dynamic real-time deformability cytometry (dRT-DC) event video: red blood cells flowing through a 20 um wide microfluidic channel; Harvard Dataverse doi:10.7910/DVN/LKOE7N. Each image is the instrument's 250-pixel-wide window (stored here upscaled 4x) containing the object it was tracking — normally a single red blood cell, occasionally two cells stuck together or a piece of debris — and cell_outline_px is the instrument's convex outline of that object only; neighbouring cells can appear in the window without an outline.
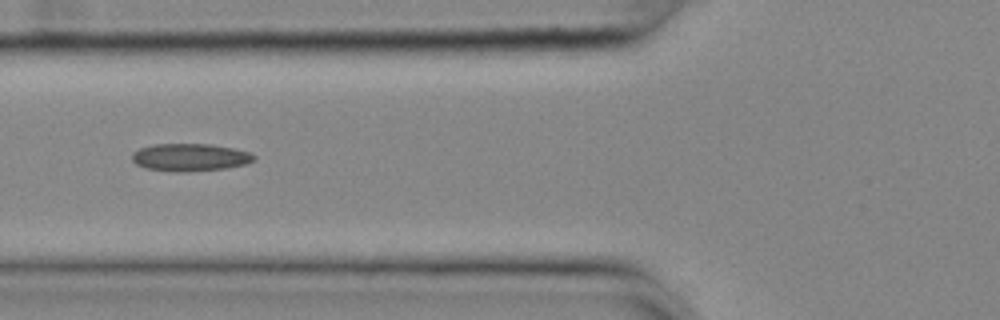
{"species": "common noctule bat (a hibernating species)", "species_latin": "Nyctalus noctula", "temperature_condition": "cold", "stored_images_in_passage": 16, "camera_frame_rate_fps": 3000, "um_per_image_px": 0.085, "animal": {"sex": "female", "body_mass_g": 25.1}, "frame": {"image": 1, "passage_image": 7, "time_ms": 2.0, "image_size_px": [1000, 320], "cell_outline_px": [[256, 156], [252, 160], [244, 164], [224, 168], [188, 172], [172, 172], [148, 168], [136, 164], [132, 160], [132, 152], [140, 148], [156, 144], [208, 144], [232, 148], [248, 152]], "centroid_in_image_um": [16.1, 13.37], "position_along_channel_um": 109.7, "area_um2": 19.36}}
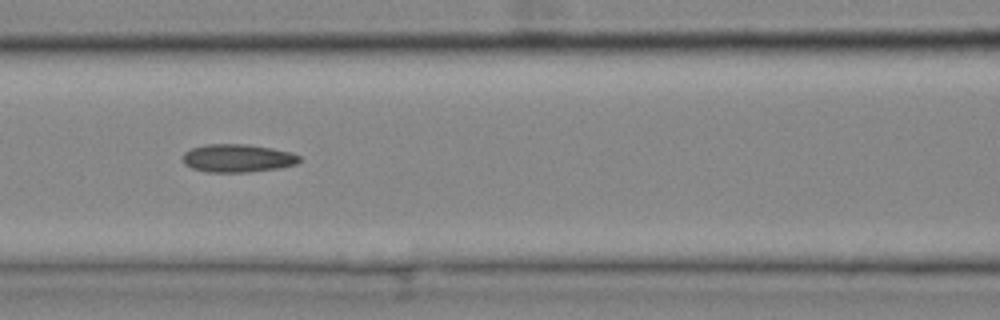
{"frame": {"image": 2, "passage_image": 10, "time_ms": 3.0, "image_size_px": [1000, 320], "cell_outline_px": [[300, 160], [296, 164], [280, 168], [248, 172], [204, 172], [192, 168], [184, 164], [184, 152], [192, 148], [204, 144], [248, 144], [272, 148], [292, 152], [300, 156]], "centroid_in_image_um": [20.21, 13.44], "position_along_channel_um": 146.4, "area_um2": 19.19}}